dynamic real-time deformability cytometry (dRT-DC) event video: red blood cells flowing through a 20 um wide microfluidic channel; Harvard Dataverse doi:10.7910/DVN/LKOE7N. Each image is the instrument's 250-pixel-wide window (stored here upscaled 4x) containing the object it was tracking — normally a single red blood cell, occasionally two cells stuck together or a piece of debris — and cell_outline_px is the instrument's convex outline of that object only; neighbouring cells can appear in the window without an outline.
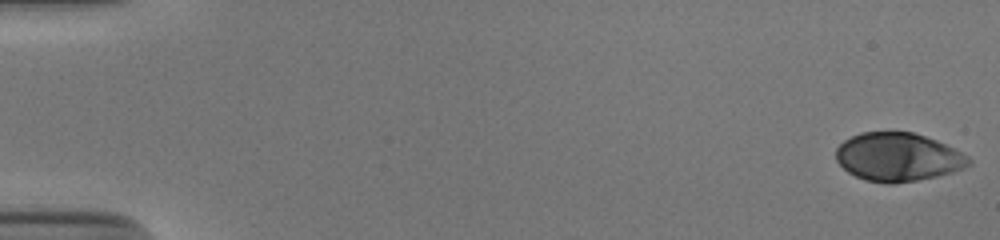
{"species": "human", "species_latin": "Homo sapiens", "temperature_condition": "cold", "stored_images_in_passage": 52, "camera_frame_rate_fps": 3000, "um_per_image_px": 0.085, "donor": {"sex": "male"}, "frame": {"image": 1, "passage_image": 1, "time_ms": 0.0, "image_size_px": [1000, 240], "cell_outline_px": [[972, 164], [964, 168], [952, 172], [936, 176], [916, 180], [892, 184], [888, 184], [864, 180], [848, 172], [836, 160], [836, 148], [844, 140], [860, 132], [912, 132], [936, 140], [968, 156], [972, 160]], "centroid_in_image_um": [76.32, 13.35], "position_along_channel_um": 8.7, "area_um2": 37.34}}
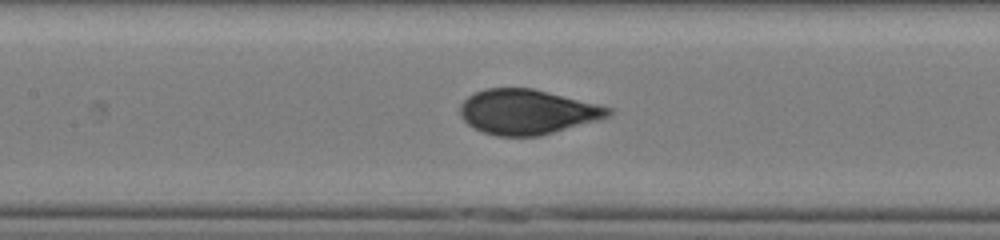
{"frame": {"image": 2, "passage_image": 26, "time_ms": 8.333, "image_size_px": [1000, 240], "cell_outline_px": [[612, 116], [540, 136], [496, 136], [484, 132], [468, 124], [460, 116], [460, 104], [468, 96], [484, 88], [532, 88], [612, 108]], "centroid_in_image_um": [44.8, 9.51], "position_along_channel_um": 162.6, "area_um2": 38.55}}
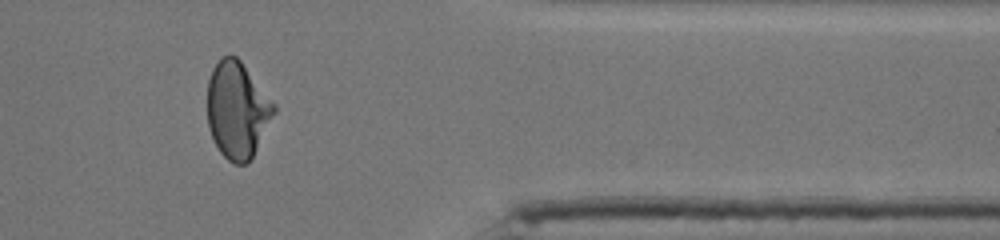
{"frame": {"image": 3, "passage_image": 45, "time_ms": 14.667, "image_size_px": [1000, 240], "cell_outline_px": [[276, 112], [248, 164], [236, 164], [228, 160], [220, 152], [208, 128], [208, 80], [212, 68], [228, 52], [236, 56], [240, 60], [276, 104]], "centroid_in_image_um": [20.18, 9.33], "position_along_channel_um": 391.2, "area_um2": 37.45}}